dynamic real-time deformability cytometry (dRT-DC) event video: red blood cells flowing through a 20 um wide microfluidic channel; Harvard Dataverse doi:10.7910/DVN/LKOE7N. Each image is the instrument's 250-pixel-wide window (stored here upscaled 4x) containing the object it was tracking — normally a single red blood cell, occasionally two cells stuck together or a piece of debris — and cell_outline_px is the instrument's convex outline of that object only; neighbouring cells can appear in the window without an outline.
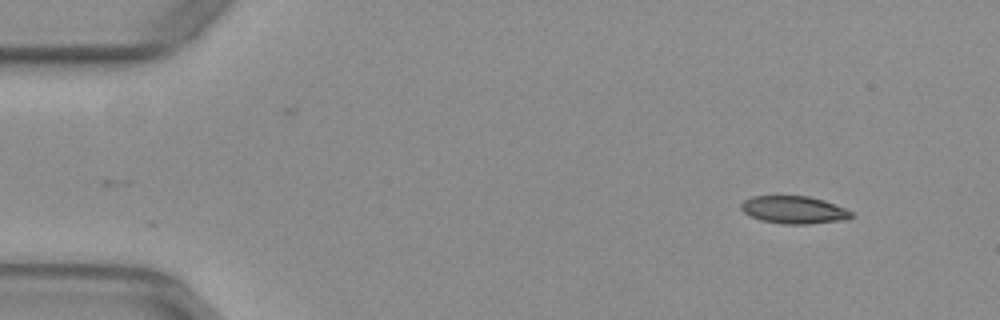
{"species": "common noctule bat (a hibernating species)", "species_latin": "Nyctalus noctula", "temperature_condition": "warm", "stored_images_in_passage": 48, "camera_frame_rate_fps": 3000, "um_per_image_px": 0.085, "animal": {"sex": "female", "body_mass_g": 29.2, "forearm_length_mm": 56.3}, "frame": {"image": 1, "passage_image": 1, "time_ms": 0.0, "image_size_px": [1000, 320], "cell_outline_px": [[852, 216], [848, 220], [808, 224], [784, 224], [760, 220], [748, 216], [740, 208], [740, 204], [744, 200], [752, 196], [808, 196], [824, 200], [844, 208], [852, 212]], "centroid_in_image_um": [67.46, 17.84], "position_along_channel_um": 17.5, "area_um2": 17.86}}
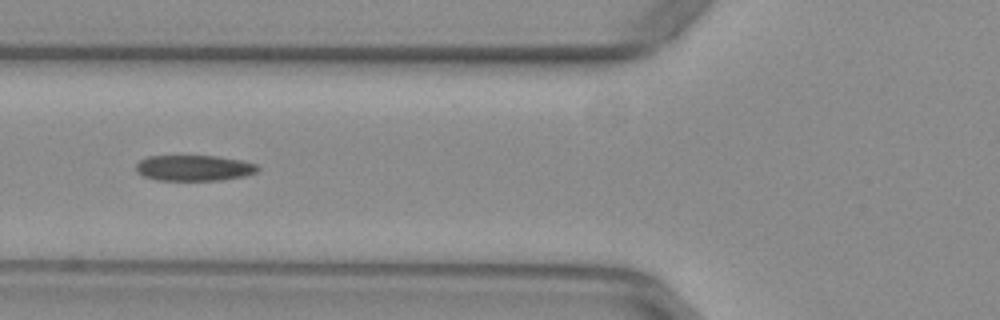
{"frame": {"image": 2, "passage_image": 16, "time_ms": 5.0, "image_size_px": [1000, 320], "cell_outline_px": [[260, 168], [256, 172], [244, 176], [220, 180], [156, 180], [144, 176], [136, 172], [136, 164], [140, 160], [148, 156], [216, 156], [240, 160], [256, 164]], "centroid_in_image_um": [16.47, 14.28], "position_along_channel_um": 109.3, "area_um2": 18.21}}
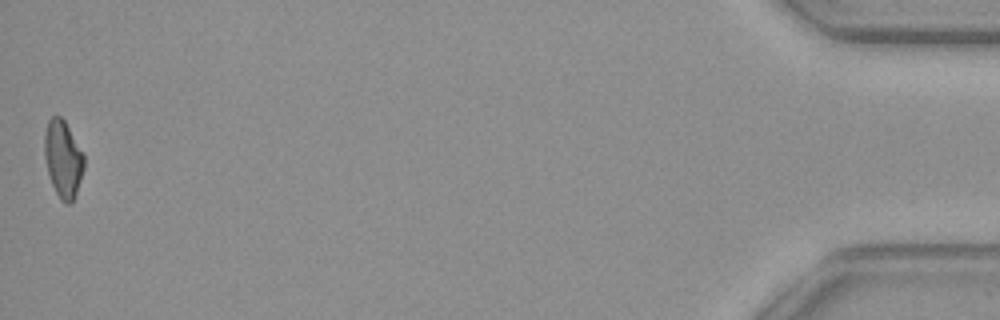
{"frame": {"image": 3, "passage_image": 48, "time_ms": 15.667, "image_size_px": [1000, 320], "cell_outline_px": [[84, 168], [76, 192], [72, 200], [68, 204], [64, 204], [60, 200], [52, 184], [48, 172], [44, 156], [44, 136], [48, 120], [52, 116], [60, 116], [64, 120], [84, 156]], "centroid_in_image_um": [5.34, 13.51], "position_along_channel_um": 429.9, "area_um2": 17.46}, "authors_computed_cell_mechanics": {"area_um2": 18.6694, "velocity_mm_per_s": 3.9535, "shape_relaxation_time_tau1_ms": null, "shape_relaxation_time_tau2_ms": 3.019, "deformation_change_tau1": null, "deformation_change_tau2": 0.0941}}